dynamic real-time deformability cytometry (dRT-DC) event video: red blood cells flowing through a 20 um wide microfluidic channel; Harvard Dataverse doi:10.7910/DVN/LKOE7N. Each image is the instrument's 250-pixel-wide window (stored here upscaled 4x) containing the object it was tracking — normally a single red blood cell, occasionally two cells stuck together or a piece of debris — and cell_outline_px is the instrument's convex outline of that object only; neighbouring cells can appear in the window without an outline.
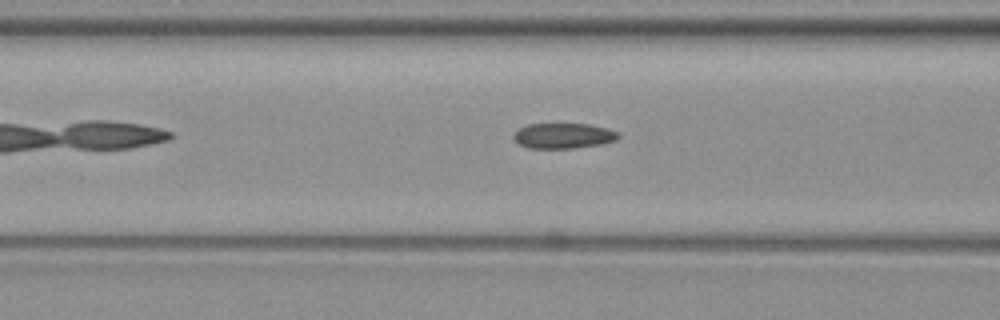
{"species": "common noctule bat (a hibernating species)", "species_latin": "Nyctalus noctula", "temperature_condition": "warm", "stored_images_in_passage": 32, "camera_frame_rate_fps": 3000, "um_per_image_px": 0.085, "animal": {"sex": "female", "body_mass_g": 19.3, "forearm_length_mm": 54.1}, "frame": {"image": 1, "passage_image": 10, "time_ms": 3.0, "image_size_px": [1000, 320], "cell_outline_px": [[620, 136], [616, 140], [604, 144], [572, 148], [528, 148], [512, 140], [512, 136], [516, 128], [528, 124], [588, 124], [604, 128], [616, 132]], "centroid_in_image_um": [47.81, 11.54], "position_along_channel_um": 118.8, "area_um2": 15.55}}
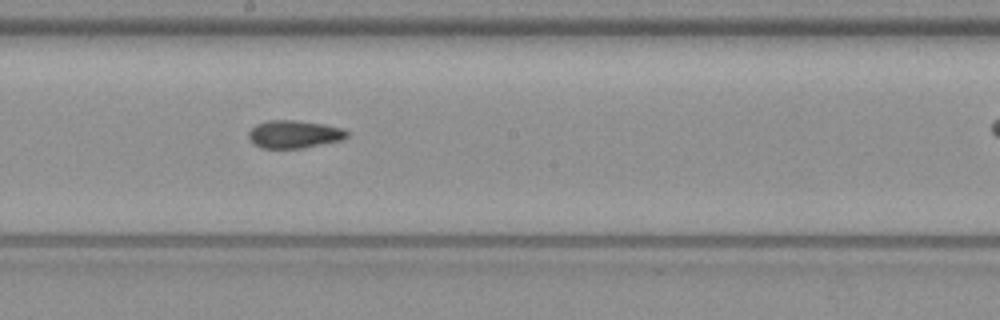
{"frame": {"image": 2, "passage_image": 18, "time_ms": 5.667, "image_size_px": [1000, 320], "cell_outline_px": [[348, 136], [340, 140], [304, 148], [260, 148], [248, 136], [248, 132], [256, 124], [268, 120], [296, 120], [324, 124], [340, 128], [348, 132]], "centroid_in_image_um": [24.99, 11.4], "position_along_channel_um": 223.2, "area_um2": 15.78}}
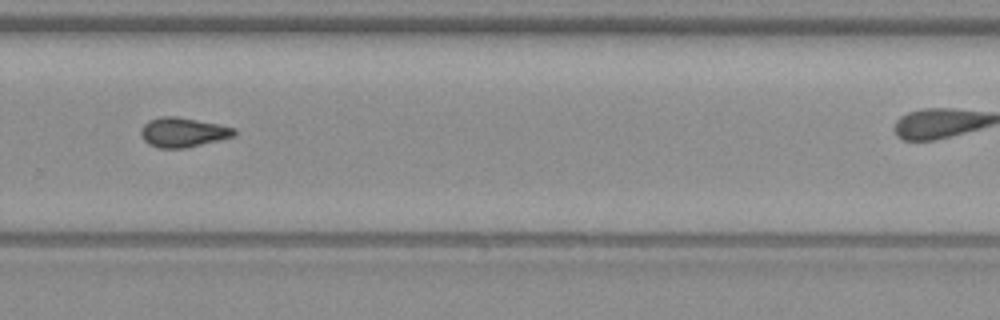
{"frame": {"image": 3, "passage_image": 25, "time_ms": 8.0, "image_size_px": [1000, 320], "cell_outline_px": [[236, 136], [220, 140], [184, 148], [160, 148], [148, 144], [144, 140], [140, 132], [144, 124], [148, 120], [160, 116], [176, 116], [220, 124], [236, 128]], "centroid_in_image_um": [15.57, 11.24], "position_along_channel_um": 314.2, "area_um2": 16.18}}